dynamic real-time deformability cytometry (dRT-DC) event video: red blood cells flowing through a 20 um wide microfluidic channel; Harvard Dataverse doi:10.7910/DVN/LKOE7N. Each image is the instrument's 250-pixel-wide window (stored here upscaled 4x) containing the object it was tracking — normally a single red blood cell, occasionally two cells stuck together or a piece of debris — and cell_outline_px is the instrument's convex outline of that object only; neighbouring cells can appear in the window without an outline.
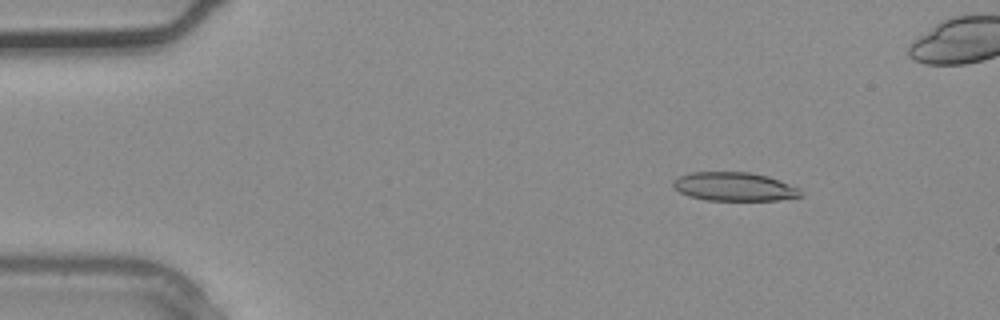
{"species": "common noctule bat (a hibernating species)", "species_latin": "Nyctalus noctula", "temperature_condition": "warm", "stored_images_in_passage": 3, "camera_frame_rate_fps": 3000, "um_per_image_px": 0.085, "animal": {"sex": "male", "body_mass_g": 20.4}, "frame": {"image": 1, "passage_image": 1, "time_ms": 0.0, "image_size_px": [1000, 320], "cell_outline_px": [[804, 196], [780, 200], [704, 200], [688, 196], [680, 192], [672, 184], [672, 180], [680, 176], [692, 172], [748, 172], [768, 176], [780, 180], [800, 188], [804, 192]], "centroid_in_image_um": [62.46, 15.87], "position_along_channel_um": 22.5, "area_um2": 21.5}}